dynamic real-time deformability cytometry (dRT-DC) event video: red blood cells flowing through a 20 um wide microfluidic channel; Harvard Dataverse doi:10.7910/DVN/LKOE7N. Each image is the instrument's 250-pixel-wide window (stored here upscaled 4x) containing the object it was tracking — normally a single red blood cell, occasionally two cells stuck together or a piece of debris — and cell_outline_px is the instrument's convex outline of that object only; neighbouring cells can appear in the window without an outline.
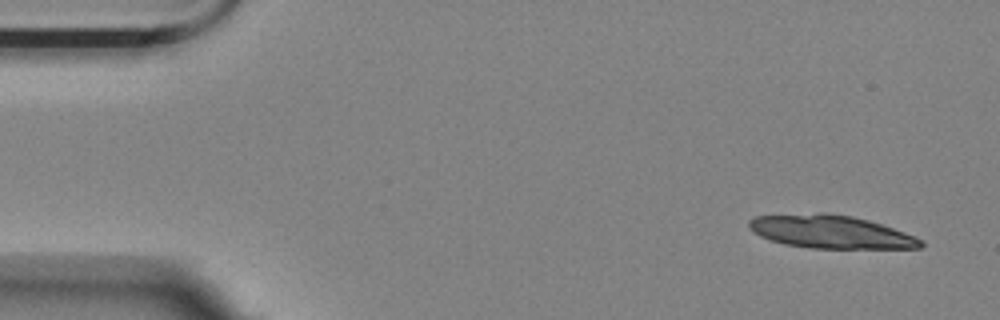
{"species": "Egyptian fruit bat (a non-hibernating species)", "species_latin": "Rousettus aegyptiacus", "temperature_condition": "room temperature", "stored_images_in_passage": 5, "camera_frame_rate_fps": 3000, "um_per_image_px": 0.085, "animal": {"sex": "female"}, "frame": {"image": 1, "passage_image": 1, "time_ms": 0.0, "image_size_px": [1000, 320], "cell_outline_px": [[924, 244], [920, 248], [812, 248], [784, 244], [760, 236], [748, 228], [748, 220], [752, 216], [820, 212], [828, 212], [852, 216], [868, 220], [904, 232], [920, 240]], "centroid_in_image_um": [70.53, 19.68], "position_along_channel_um": 14.5, "area_um2": 33.06}}